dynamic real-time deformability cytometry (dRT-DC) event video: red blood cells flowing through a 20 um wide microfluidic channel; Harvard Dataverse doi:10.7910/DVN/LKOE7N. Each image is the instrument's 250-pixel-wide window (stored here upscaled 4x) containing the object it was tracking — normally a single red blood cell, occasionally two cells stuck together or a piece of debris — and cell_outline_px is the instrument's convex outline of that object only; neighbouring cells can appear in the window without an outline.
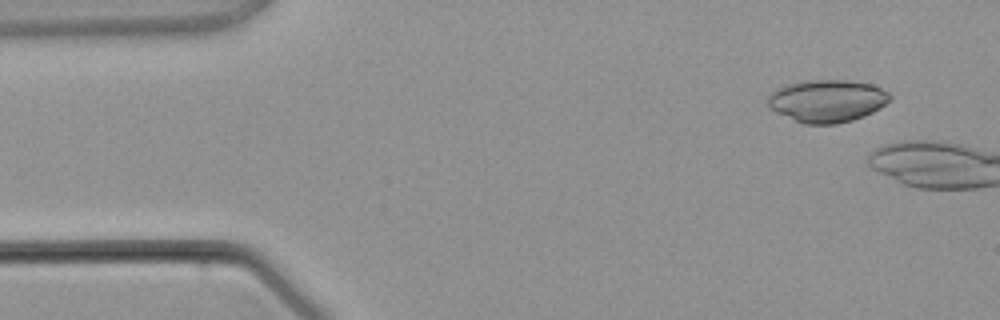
{"species": "common noctule bat (a hibernating species)", "species_latin": "Nyctalus noctula", "temperature_condition": "warm", "stored_images_in_passage": 5, "camera_frame_rate_fps": 3000, "um_per_image_px": 0.085, "animal": {"sex": "male", "body_mass_g": 21.5, "forearm_length_mm": 52.0}, "frame": {"image": 1, "passage_image": 1, "time_ms": 0.0, "image_size_px": [1000, 320], "cell_outline_px": [[892, 100], [880, 108], [864, 116], [852, 120], [836, 124], [804, 124], [776, 112], [768, 104], [768, 96], [772, 92], [788, 84], [808, 80], [844, 80], [872, 84], [888, 92], [892, 96]], "centroid_in_image_um": [70.35, 8.58], "position_along_channel_um": 14.7, "area_um2": 30.06}}